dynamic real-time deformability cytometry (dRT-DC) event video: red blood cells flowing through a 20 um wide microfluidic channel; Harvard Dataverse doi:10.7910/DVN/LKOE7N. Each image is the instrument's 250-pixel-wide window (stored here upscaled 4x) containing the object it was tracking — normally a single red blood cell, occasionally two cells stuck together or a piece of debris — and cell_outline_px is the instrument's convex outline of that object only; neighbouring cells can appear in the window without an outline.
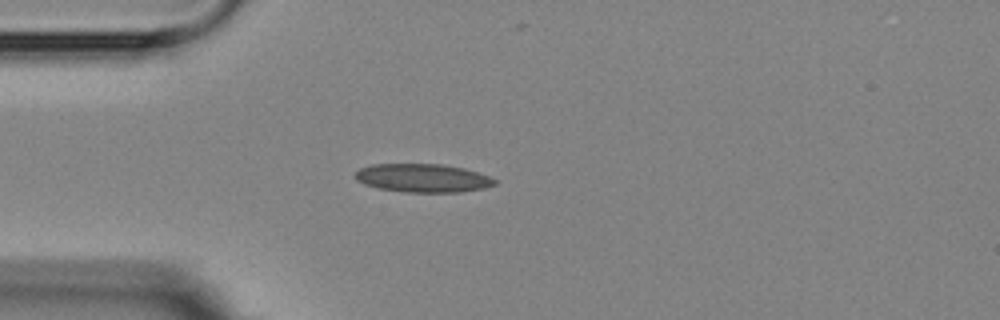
{"species": "Egyptian fruit bat (a non-hibernating species)", "species_latin": "Rousettus aegyptiacus", "temperature_condition": "room temperature", "stored_images_in_passage": 3, "camera_frame_rate_fps": 3000, "um_per_image_px": 0.085, "animal": {"sex": "female"}, "frame": {"image": 1, "passage_image": 3, "time_ms": 3.0, "image_size_px": [1000, 320], "cell_outline_px": [[496, 184], [484, 188], [460, 192], [404, 192], [380, 188], [364, 184], [356, 180], [356, 172], [360, 168], [372, 164], [444, 164], [464, 168], [488, 176], [496, 180]], "centroid_in_image_um": [35.94, 15.13], "position_along_channel_um": 49.1, "area_um2": 23.0}}